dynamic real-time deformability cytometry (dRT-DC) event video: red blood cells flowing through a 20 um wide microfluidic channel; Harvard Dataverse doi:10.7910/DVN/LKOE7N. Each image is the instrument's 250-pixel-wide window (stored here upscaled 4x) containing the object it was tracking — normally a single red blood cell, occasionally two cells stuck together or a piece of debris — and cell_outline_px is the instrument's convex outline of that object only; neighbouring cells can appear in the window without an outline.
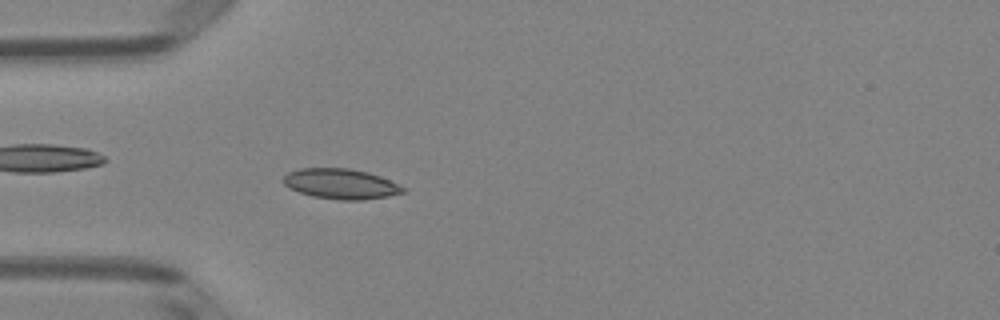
{"species": "Egyptian fruit bat (a non-hibernating species)", "species_latin": "Rousettus aegyptiacus", "temperature_condition": "room temperature", "stored_images_in_passage": 4, "camera_frame_rate_fps": 3000, "um_per_image_px": 0.085, "animal": {"sex": "female"}, "frame": {"image": 1, "passage_image": 4, "time_ms": 1.0, "image_size_px": [1000, 320], "cell_outline_px": [[404, 192], [388, 196], [360, 200], [340, 200], [312, 196], [300, 192], [284, 184], [284, 176], [288, 172], [300, 168], [348, 168], [368, 172], [380, 176], [404, 188]], "centroid_in_image_um": [28.95, 15.62], "position_along_channel_um": 56.0, "area_um2": 20.75}}